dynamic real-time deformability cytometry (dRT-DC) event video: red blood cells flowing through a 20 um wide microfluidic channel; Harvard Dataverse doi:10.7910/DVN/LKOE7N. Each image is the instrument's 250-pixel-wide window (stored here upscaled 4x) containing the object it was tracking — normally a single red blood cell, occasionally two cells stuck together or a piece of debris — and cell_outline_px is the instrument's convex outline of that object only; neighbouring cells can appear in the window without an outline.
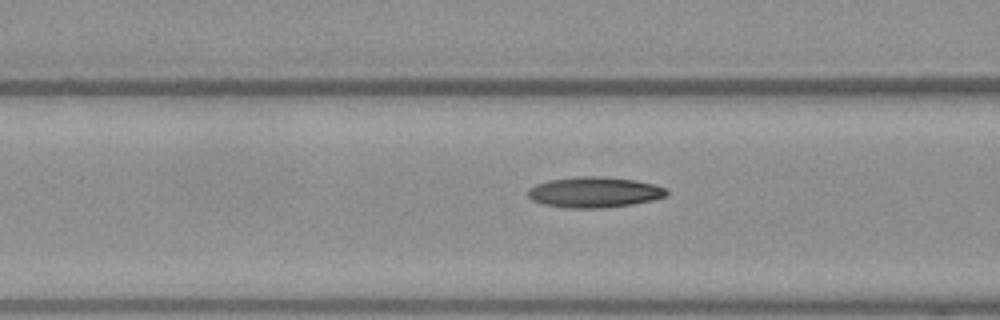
{"species": "Egyptian fruit bat (a non-hibernating species)", "species_latin": "Rousettus aegyptiacus", "temperature_condition": "warm", "stored_images_in_passage": 53, "camera_frame_rate_fps": 3000, "um_per_image_px": 0.085, "frame": {"image": 1, "passage_image": 21, "time_ms": 6.667, "image_size_px": [1000, 320], "cell_outline_px": [[668, 196], [652, 200], [632, 204], [604, 208], [568, 208], [544, 204], [532, 200], [528, 196], [528, 188], [536, 184], [548, 180], [580, 176], [596, 176], [636, 180], [656, 184], [664, 188], [668, 192]], "centroid_in_image_um": [50.53, 16.34], "position_along_channel_um": 116.1, "area_um2": 24.8}}
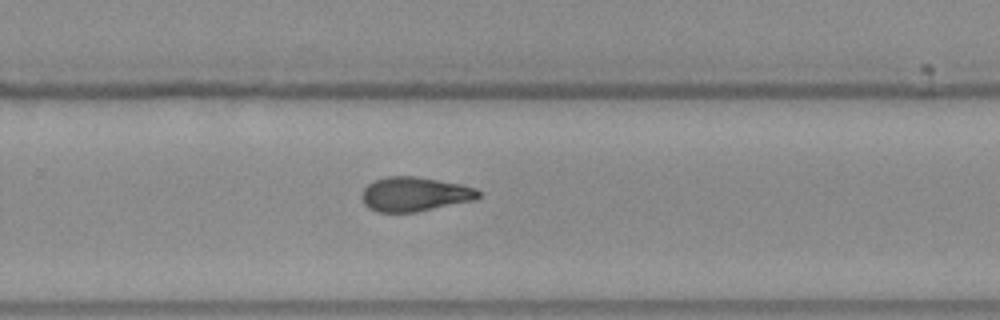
{"frame": {"image": 2, "passage_image": 35, "time_ms": 11.333, "image_size_px": [1000, 320], "cell_outline_px": [[480, 196], [476, 200], [416, 212], [376, 212], [368, 208], [364, 204], [360, 196], [364, 188], [372, 180], [388, 176], [416, 176], [460, 184], [476, 188], [480, 192]], "centroid_in_image_um": [35.22, 16.51], "position_along_channel_um": 294.6, "area_um2": 23.58}}
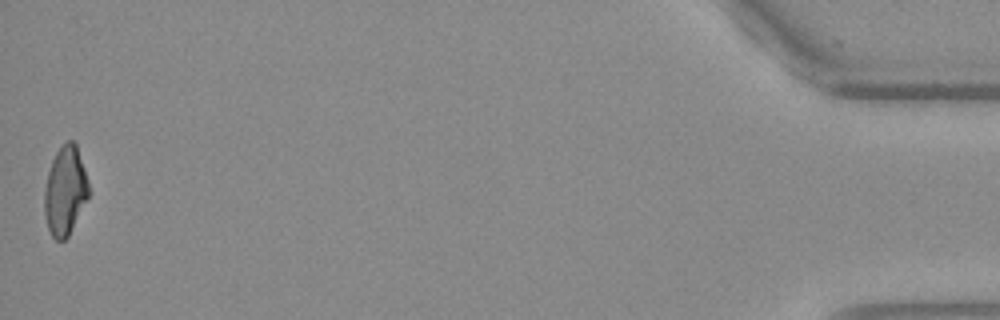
{"frame": {"image": 3, "passage_image": 53, "time_ms": 17.333, "image_size_px": [1000, 320], "cell_outline_px": [[92, 192], [68, 236], [64, 240], [56, 240], [52, 236], [48, 228], [44, 212], [44, 188], [48, 172], [52, 160], [56, 152], [68, 140], [72, 140], [76, 144]], "centroid_in_image_um": [5.56, 16.23], "position_along_channel_um": 429.6, "area_um2": 23.06}, "authors_computed_cell_mechanics": {"area_um2": 23.5824, "velocity_mm_per_s": 3.8228, "shape_relaxation_time_tau1_ms": 8.4432, "shape_relaxation_time_tau2_ms": 5.9044, "deformation_change_tau1": 0.241, "deformation_change_tau2": 0.127}}